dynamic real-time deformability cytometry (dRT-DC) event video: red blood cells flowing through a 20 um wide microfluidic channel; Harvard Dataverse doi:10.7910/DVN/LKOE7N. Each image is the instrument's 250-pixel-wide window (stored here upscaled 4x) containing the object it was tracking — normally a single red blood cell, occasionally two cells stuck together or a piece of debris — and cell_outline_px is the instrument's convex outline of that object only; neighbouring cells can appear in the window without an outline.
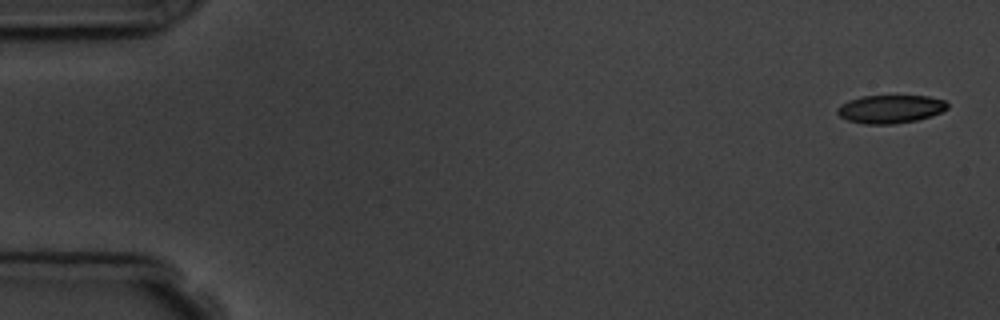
{"species": "common noctule bat (a hibernating species)", "species_latin": "Nyctalus noctula", "temperature_condition": "room temperature", "stored_images_in_passage": 15, "camera_frame_rate_fps": 3000, "um_per_image_px": 0.085, "animal": {"sex": "male", "body_mass_g": 19.5, "forearm_length_mm": 54.6}, "frame": {"image": 1, "passage_image": 1, "time_ms": 0.0, "image_size_px": [1000, 320], "cell_outline_px": [[948, 108], [932, 116], [916, 120], [892, 124], [864, 124], [848, 120], [840, 116], [836, 112], [836, 108], [840, 104], [848, 100], [860, 96], [928, 96], [944, 100], [948, 104]], "centroid_in_image_um": [75.65, 9.26], "position_along_channel_um": 9.3, "area_um2": 18.15}}
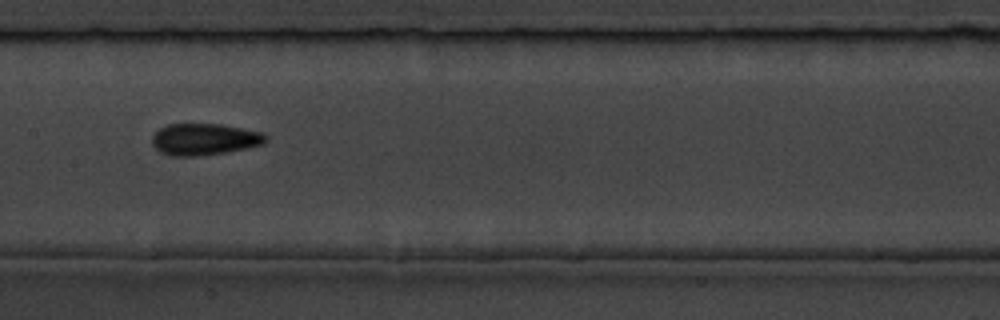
{"frame": {"image": 2, "passage_image": 8, "time_ms": 8.667, "image_size_px": [1000, 320], "cell_outline_px": [[268, 140], [264, 144], [248, 148], [200, 156], [172, 156], [160, 152], [152, 144], [152, 136], [160, 128], [168, 124], [220, 124], [264, 132], [268, 136]], "centroid_in_image_um": [17.41, 11.84], "position_along_channel_um": 190.0, "area_um2": 21.1}}
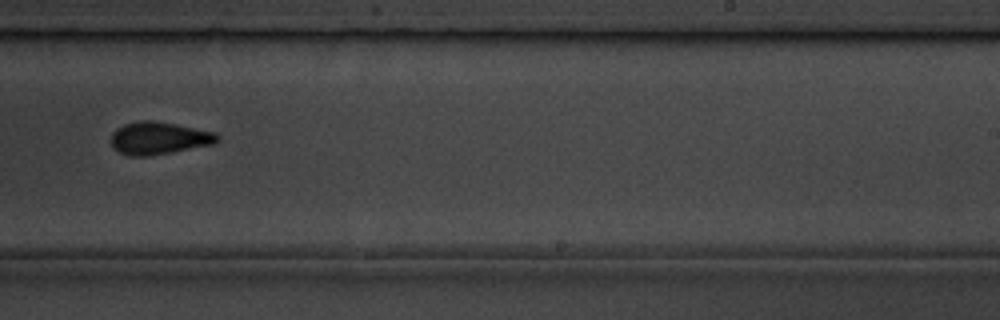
{"frame": {"image": 3, "passage_image": 10, "time_ms": 11.0, "image_size_px": [1000, 320], "cell_outline_px": [[220, 140], [216, 144], [172, 152], [148, 156], [128, 156], [120, 152], [112, 144], [112, 132], [116, 128], [124, 124], [140, 120], [152, 120], [216, 132], [220, 136]], "centroid_in_image_um": [13.55, 11.74], "position_along_channel_um": 275.5, "area_um2": 20.17}, "authors_computed_cell_mechanics": {"area_um2": 19.652, "velocity_mm_per_s": 3.6885, "shape_relaxation_time_tau1_ms": 5.0551, "shape_relaxation_time_tau2_ms": 2.3522, "deformation_change_tau1": 0.1419, "deformation_change_tau2": 0.0778}}